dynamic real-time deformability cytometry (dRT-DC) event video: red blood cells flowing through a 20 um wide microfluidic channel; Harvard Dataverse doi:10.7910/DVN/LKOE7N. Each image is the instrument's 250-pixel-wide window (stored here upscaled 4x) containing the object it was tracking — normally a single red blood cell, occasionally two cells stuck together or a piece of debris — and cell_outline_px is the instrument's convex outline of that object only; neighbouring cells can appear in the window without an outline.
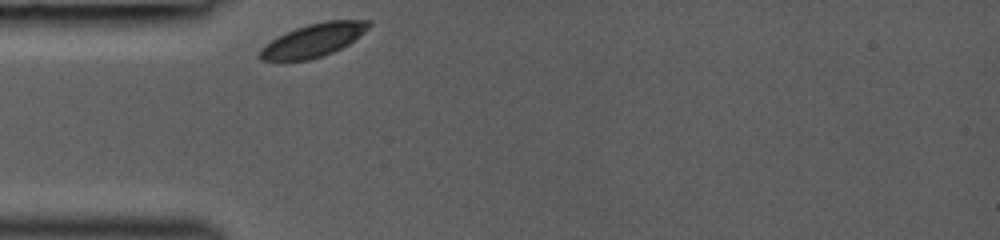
{"species": "common noctule bat (a hibernating species)", "species_latin": "Nyctalus noctula", "temperature_condition": "room temperature", "stored_images_in_passage": 27, "camera_frame_rate_fps": 3000, "um_per_image_px": 0.085, "animal": {"sex": "female", "body_mass_g": 19.0, "forearm_length_mm": 53.3}, "frame": {"image": 1, "passage_image": 1, "time_ms": 0.0, "image_size_px": [1000, 240], "cell_outline_px": [[372, 24], [368, 28], [348, 44], [332, 52], [308, 60], [260, 60], [256, 56], [260, 48], [264, 44], [296, 28], [308, 24], [328, 20], [368, 20]], "centroid_in_image_um": [26.6, 3.42], "position_along_channel_um": 58.4, "area_um2": 20.69}}
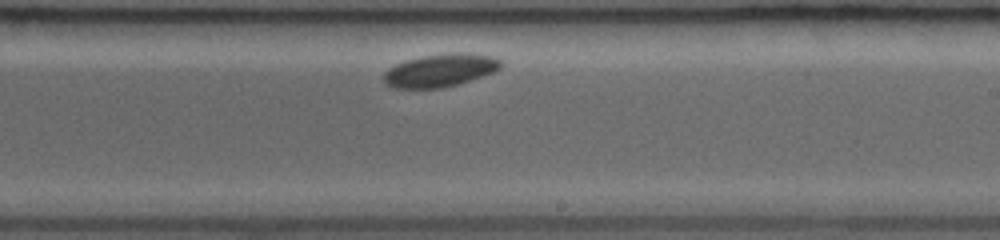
{"frame": {"image": 2, "passage_image": 16, "time_ms": 5.0, "image_size_px": [1000, 240], "cell_outline_px": [[504, 64], [500, 68], [492, 72], [444, 88], [392, 88], [384, 84], [384, 72], [388, 68], [396, 64], [420, 56], [444, 52], [468, 52], [496, 56]], "centroid_in_image_um": [37.42, 5.95], "position_along_channel_um": 251.6, "area_um2": 22.72}}
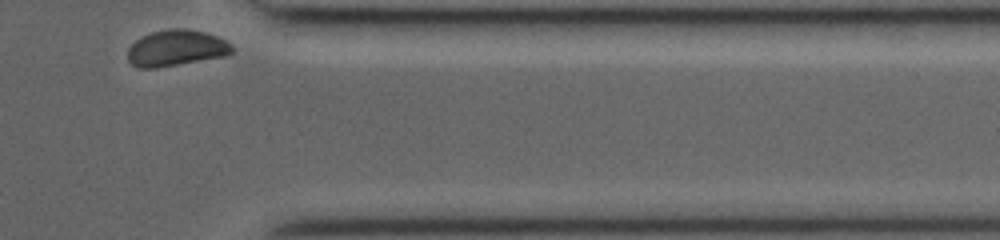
{"frame": {"image": 3, "passage_image": 27, "time_ms": 8.667, "image_size_px": [1000, 240], "cell_outline_px": [[232, 52], [228, 56], [156, 68], [136, 68], [128, 60], [128, 48], [136, 40], [152, 32], [168, 28], [184, 28], [204, 32], [216, 36], [232, 44]], "centroid_in_image_um": [14.98, 4.09], "position_along_channel_um": 396.4, "area_um2": 22.02}}